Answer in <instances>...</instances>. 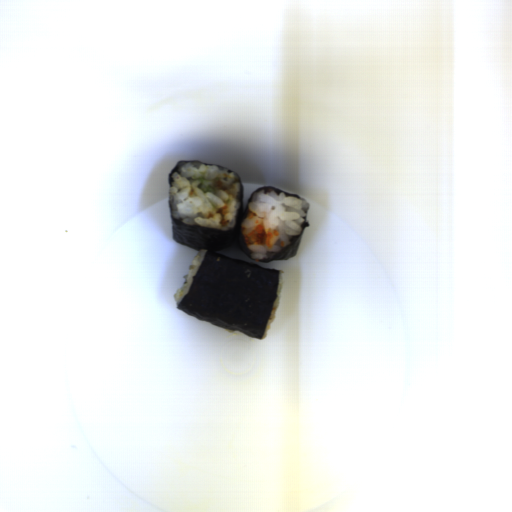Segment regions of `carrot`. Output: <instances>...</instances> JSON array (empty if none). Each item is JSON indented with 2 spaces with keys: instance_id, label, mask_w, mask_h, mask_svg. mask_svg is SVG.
Returning <instances> with one entry per match:
<instances>
[{
  "instance_id": "carrot-4",
  "label": "carrot",
  "mask_w": 512,
  "mask_h": 512,
  "mask_svg": "<svg viewBox=\"0 0 512 512\" xmlns=\"http://www.w3.org/2000/svg\"><path fill=\"white\" fill-rule=\"evenodd\" d=\"M222 186H223V183L221 181L218 180V181L215 182V187L216 188H221Z\"/></svg>"
},
{
  "instance_id": "carrot-2",
  "label": "carrot",
  "mask_w": 512,
  "mask_h": 512,
  "mask_svg": "<svg viewBox=\"0 0 512 512\" xmlns=\"http://www.w3.org/2000/svg\"><path fill=\"white\" fill-rule=\"evenodd\" d=\"M217 214L221 215V220H220V224L222 227H227L228 223H229V220H225V216L227 214V207L226 205H223L222 207H220L217 211Z\"/></svg>"
},
{
  "instance_id": "carrot-1",
  "label": "carrot",
  "mask_w": 512,
  "mask_h": 512,
  "mask_svg": "<svg viewBox=\"0 0 512 512\" xmlns=\"http://www.w3.org/2000/svg\"><path fill=\"white\" fill-rule=\"evenodd\" d=\"M280 233L276 230L268 232L264 226L257 225L251 232L243 234V241L246 246H265L268 249L274 246L276 237H279Z\"/></svg>"
},
{
  "instance_id": "carrot-3",
  "label": "carrot",
  "mask_w": 512,
  "mask_h": 512,
  "mask_svg": "<svg viewBox=\"0 0 512 512\" xmlns=\"http://www.w3.org/2000/svg\"><path fill=\"white\" fill-rule=\"evenodd\" d=\"M257 214L253 211V210H250L248 211V214H247V218L251 219L253 217H256Z\"/></svg>"
}]
</instances>
